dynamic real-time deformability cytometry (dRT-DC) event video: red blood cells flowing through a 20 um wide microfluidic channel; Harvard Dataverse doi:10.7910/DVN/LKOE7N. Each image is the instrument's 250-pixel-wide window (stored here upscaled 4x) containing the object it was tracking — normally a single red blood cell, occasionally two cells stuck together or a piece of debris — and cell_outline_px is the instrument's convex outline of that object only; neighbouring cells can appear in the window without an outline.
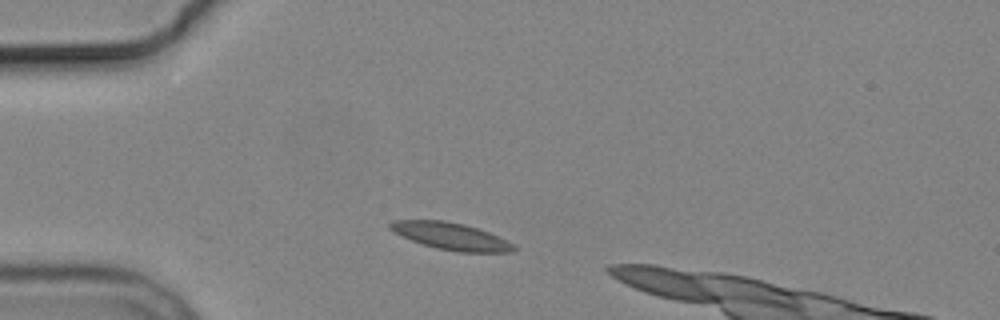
{"species": "common noctule bat (a hibernating species)", "species_latin": "Nyctalus noctula", "temperature_condition": "cold", "stored_images_in_passage": 9, "segment_of_instrument_passage": [1, 2], "camera_frame_rate_fps": 3000, "um_per_image_px": 0.085, "animal": {"sex": "male", "body_mass_g": 19.2, "forearm_length_mm": 51.8}, "frame": {"image": 1, "passage_image": 1, "time_ms": 0.0, "image_size_px": [1000, 320], "cell_outline_px": [[516, 248], [512, 252], [460, 252], [436, 248], [412, 240], [388, 228], [388, 224], [392, 220], [444, 220], [464, 224], [488, 232], [512, 244]], "centroid_in_image_um": [38.3, 20.07], "position_along_channel_um": 46.7, "area_um2": 19.07}}
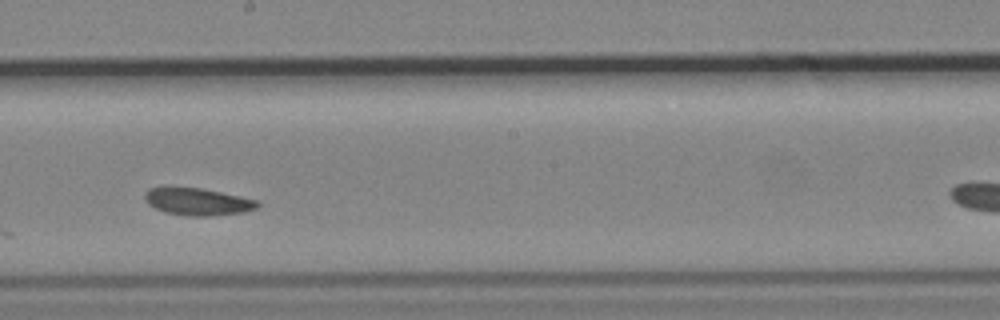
{"frame": {"image": 2, "passage_image": 6, "time_ms": 5.667, "image_size_px": [1000, 320], "cell_outline_px": [[260, 204], [256, 208], [244, 212], [208, 216], [188, 216], [164, 212], [148, 204], [144, 196], [152, 188], [200, 188], [240, 196], [256, 200]], "centroid_in_image_um": [16.83, 17.16], "position_along_channel_um": 231.4, "area_um2": 17.46}}
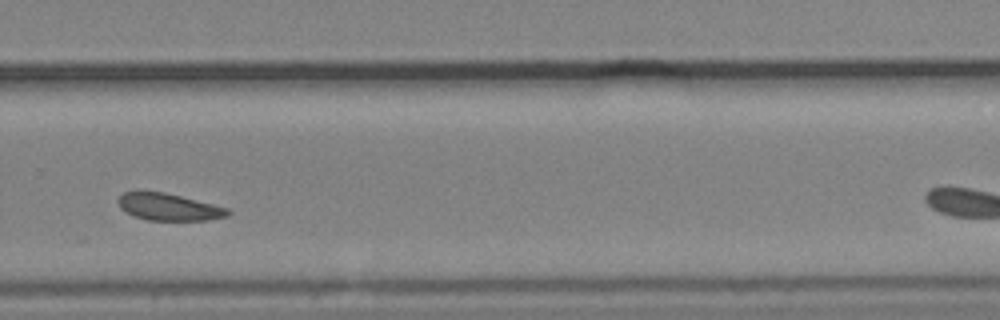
{"frame": {"image": 3, "passage_image": 8, "time_ms": 8.0, "image_size_px": [1000, 320], "cell_outline_px": [[232, 212], [228, 216], [208, 220], [148, 220], [132, 216], [124, 212], [120, 208], [116, 200], [124, 192], [140, 188], [164, 192], [228, 208]], "centroid_in_image_um": [14.25, 17.56], "position_along_channel_um": 315.6, "area_um2": 17.8}}